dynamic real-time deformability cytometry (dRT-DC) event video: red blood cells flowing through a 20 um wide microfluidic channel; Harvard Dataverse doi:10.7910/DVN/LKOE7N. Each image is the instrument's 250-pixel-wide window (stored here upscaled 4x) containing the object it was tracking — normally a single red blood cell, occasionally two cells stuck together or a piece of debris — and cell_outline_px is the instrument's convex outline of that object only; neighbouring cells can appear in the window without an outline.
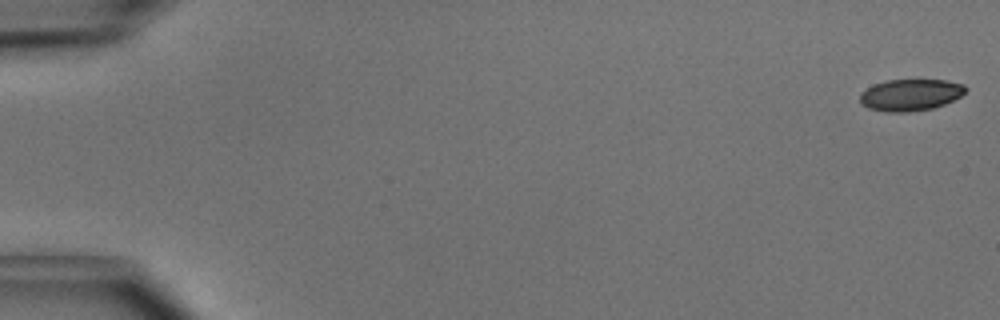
{"species": "common noctule bat (a hibernating species)", "species_latin": "Nyctalus noctula", "temperature_condition": "cold", "stored_images_in_passage": 50, "camera_frame_rate_fps": 3000, "um_per_image_px": 0.085, "animal": {"sex": "male", "body_mass_g": 15.6}, "frame": {"image": 1, "passage_image": 1, "time_ms": 0.0, "image_size_px": [1000, 320], "cell_outline_px": [[968, 88], [960, 96], [944, 104], [932, 108], [908, 112], [884, 112], [868, 108], [860, 104], [860, 92], [872, 84], [888, 80], [944, 80], [964, 84]], "centroid_in_image_um": [77.34, 8.06], "position_along_channel_um": 7.7, "area_um2": 19.59}}
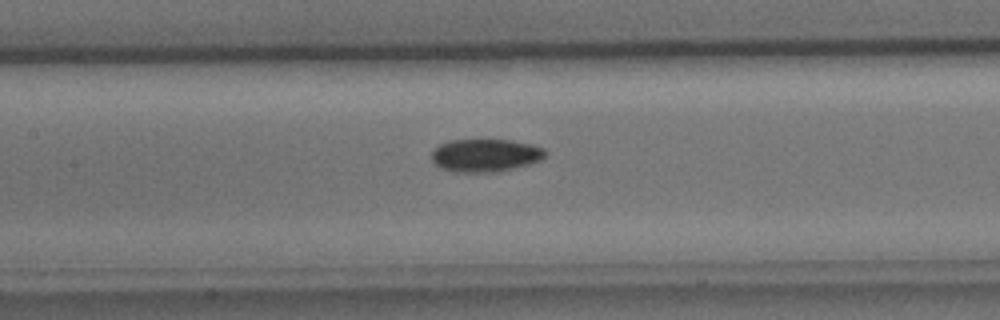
{"frame": {"image": 2, "passage_image": 24, "time_ms": 7.667, "image_size_px": [1000, 320], "cell_outline_px": [[548, 152], [540, 160], [516, 168], [496, 172], [452, 172], [440, 168], [432, 160], [432, 152], [440, 144], [452, 140], [512, 140], [532, 144], [544, 148]], "centroid_in_image_um": [41.27, 13.21], "position_along_channel_um": 166.1, "area_um2": 21.85}}
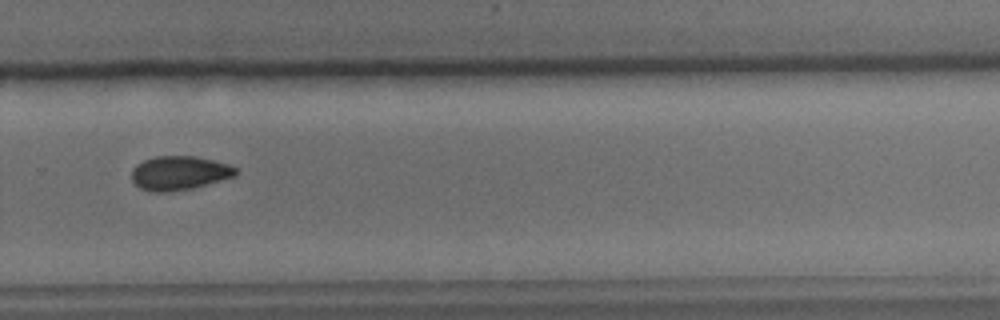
{"frame": {"image": 3, "passage_image": 35, "time_ms": 11.333, "image_size_px": [1000, 320], "cell_outline_px": [[236, 176], [192, 188], [168, 192], [152, 192], [140, 188], [132, 180], [132, 168], [136, 164], [144, 160], [156, 156], [196, 156], [228, 164], [236, 168]], "centroid_in_image_um": [15.22, 14.7], "position_along_channel_um": 314.6, "area_um2": 20.58}, "authors_computed_cell_mechanics": {"area_um2": 20.6057, "velocity_mm_per_s": 4.0593, "shape_relaxation_time_tau1_ms": 3.2157, "shape_relaxation_time_tau2_ms": null, "deformation_change_tau1": 0.0604, "deformation_change_tau2": null}}